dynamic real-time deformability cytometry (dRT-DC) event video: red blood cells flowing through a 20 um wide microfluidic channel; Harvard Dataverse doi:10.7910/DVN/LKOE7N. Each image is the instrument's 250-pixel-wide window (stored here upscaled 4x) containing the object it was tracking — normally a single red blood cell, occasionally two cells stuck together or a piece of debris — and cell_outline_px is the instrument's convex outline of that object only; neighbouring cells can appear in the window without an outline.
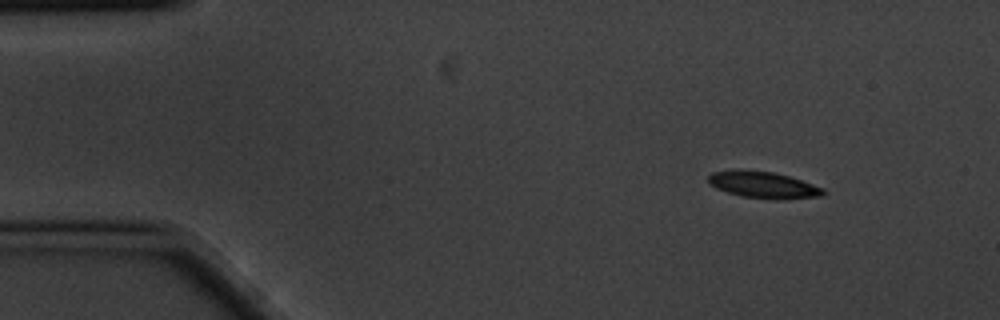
{"species": "common noctule bat (a hibernating species)", "species_latin": "Nyctalus noctula", "temperature_condition": "cold", "stored_images_in_passage": 4, "camera_frame_rate_fps": 3000, "um_per_image_px": 0.085, "animal": {"sex": "male", "body_mass_g": 20.1, "forearm_length_mm": 53.5}, "frame": {"image": 1, "passage_image": 1, "time_ms": 0.0, "image_size_px": [1000, 320], "cell_outline_px": [[828, 192], [820, 196], [776, 200], [744, 196], [728, 192], [716, 188], [708, 180], [708, 176], [712, 172], [772, 172], [788, 176], [824, 188]], "centroid_in_image_um": [64.98, 15.76], "position_along_channel_um": 20.0, "area_um2": 16.94}}
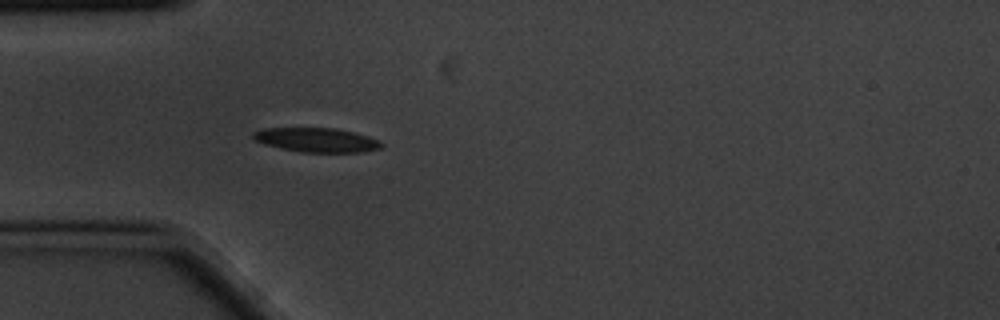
{"frame": {"image": 2, "passage_image": 4, "time_ms": 1.0, "image_size_px": [1000, 320], "cell_outline_px": [[384, 144], [380, 148], [364, 152], [300, 152], [264, 144], [256, 140], [252, 136], [252, 132], [264, 128], [336, 128], [368, 136]], "centroid_in_image_um": [26.9, 11.89], "position_along_channel_um": 58.1, "area_um2": 17.98}}